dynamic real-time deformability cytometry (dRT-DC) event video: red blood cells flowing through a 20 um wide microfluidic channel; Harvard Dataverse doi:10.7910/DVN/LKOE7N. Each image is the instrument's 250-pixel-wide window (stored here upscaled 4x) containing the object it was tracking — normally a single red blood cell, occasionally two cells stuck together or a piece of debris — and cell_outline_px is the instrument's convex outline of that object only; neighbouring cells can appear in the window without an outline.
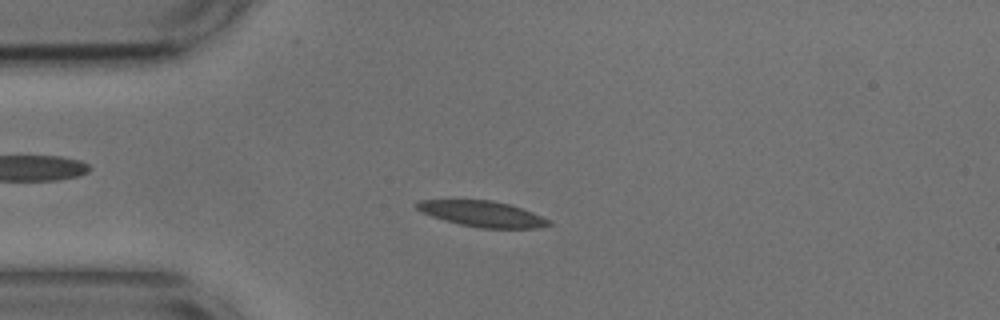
{"species": "common noctule bat (a hibernating species)", "species_latin": "Nyctalus noctula", "temperature_condition": "cold", "stored_images_in_passage": 53, "camera_frame_rate_fps": 3000, "um_per_image_px": 0.085, "animal": {"sex": "male", "body_mass_g": 17.9, "forearm_length_mm": 54.2}, "frame": {"image": 1, "passage_image": 12, "time_ms": 3.667, "image_size_px": [1000, 320], "cell_outline_px": [[552, 224], [540, 228], [480, 228], [460, 224], [444, 220], [420, 212], [412, 204], [416, 200], [492, 200], [512, 204], [552, 220]], "centroid_in_image_um": [41.0, 18.17], "position_along_channel_um": 44.0, "area_um2": 20.11}}
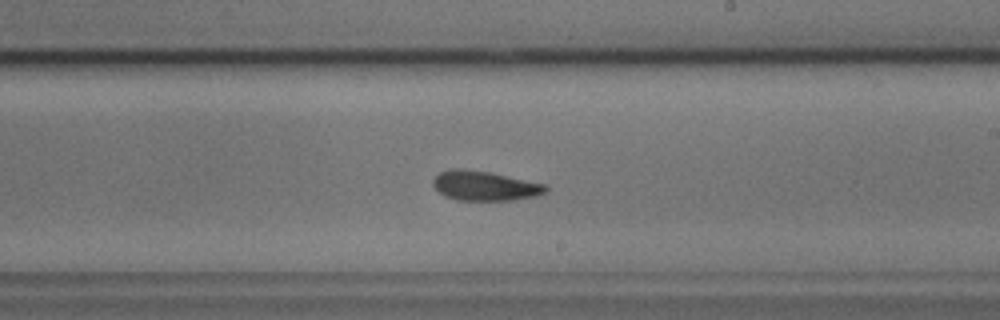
{"frame": {"image": 2, "passage_image": 30, "time_ms": 9.667, "image_size_px": [1000, 320], "cell_outline_px": [[548, 192], [536, 196], [512, 200], [456, 200], [444, 196], [432, 184], [432, 180], [440, 172], [448, 168], [464, 168], [488, 172], [548, 184]], "centroid_in_image_um": [41.22, 15.79], "position_along_channel_um": 247.8, "area_um2": 19.65}}
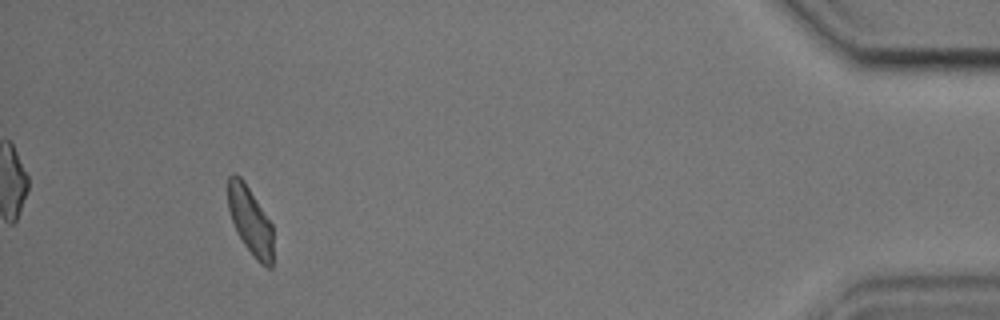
{"frame": {"image": 3, "passage_image": 49, "time_ms": 16.0, "image_size_px": [1000, 320], "cell_outline_px": [[272, 268], [268, 268], [260, 264], [256, 260], [244, 244], [236, 232], [228, 208], [228, 176], [232, 172], [236, 172], [244, 180], [272, 224]], "centroid_in_image_um": [21.26, 18.73], "position_along_channel_um": 413.9, "area_um2": 17.98}, "authors_computed_cell_mechanics": {"area_um2": 19.2474, "velocity_mm_per_s": 3.678, "shape_relaxation_time_tau1_ms": 4.9147, "shape_relaxation_time_tau2_ms": 3.6522, "deformation_change_tau1": 0.1462, "deformation_change_tau2": 0.1163}}